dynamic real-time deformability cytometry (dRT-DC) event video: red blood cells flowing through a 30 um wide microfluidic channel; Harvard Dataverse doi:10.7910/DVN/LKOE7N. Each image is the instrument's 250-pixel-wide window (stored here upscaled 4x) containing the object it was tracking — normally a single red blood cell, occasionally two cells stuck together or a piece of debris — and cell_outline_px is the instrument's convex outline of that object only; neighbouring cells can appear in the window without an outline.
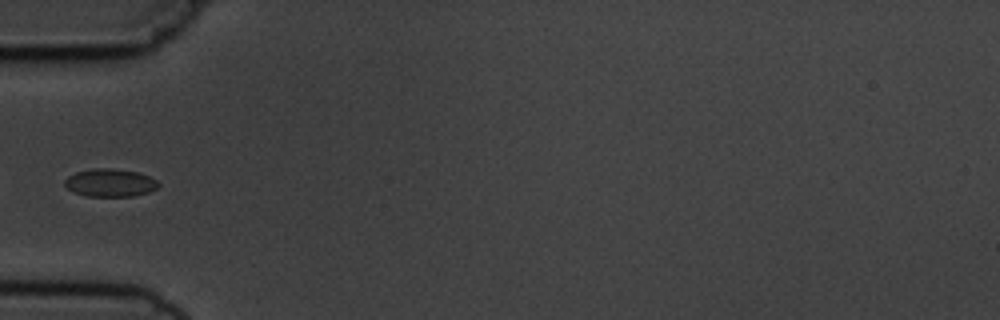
{"species": "common noctule bat (a hibernating species)", "species_latin": "Nyctalus noctula", "temperature_condition": "cold", "stored_images_in_passage": 6, "segment_of_instrument_passage": [2, 2], "camera_frame_rate_fps": 3000, "um_per_image_px": 0.085, "animal": {"sex": "male", "body_mass_g": 19.5, "forearm_length_mm": 54.6}, "frame": {"image": 1, "passage_image": 6, "time_ms": 5.333, "image_size_px": [1000, 320], "cell_outline_px": [[160, 184], [156, 188], [148, 192], [132, 196], [88, 196], [72, 192], [64, 184], [64, 180], [68, 176], [76, 172], [92, 168], [108, 168], [136, 172], [148, 176], [156, 180]], "centroid_in_image_um": [9.32, 15.53], "position_along_channel_um": 75.7, "area_um2": 15.09}}